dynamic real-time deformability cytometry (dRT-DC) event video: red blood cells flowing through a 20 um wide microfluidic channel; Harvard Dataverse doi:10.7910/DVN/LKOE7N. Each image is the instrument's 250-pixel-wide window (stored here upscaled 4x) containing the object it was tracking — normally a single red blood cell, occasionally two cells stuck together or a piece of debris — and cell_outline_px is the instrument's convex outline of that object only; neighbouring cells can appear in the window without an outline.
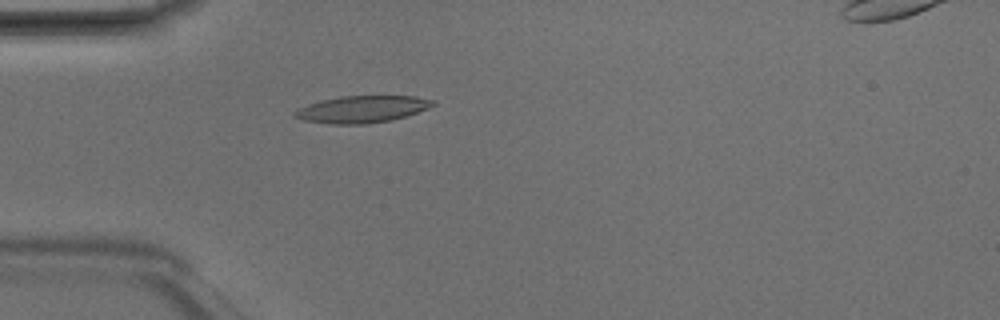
{"species": "Egyptian fruit bat (a non-hibernating species)", "species_latin": "Rousettus aegyptiacus", "temperature_condition": "room temperature", "stored_images_in_passage": 4, "camera_frame_rate_fps": 3000, "um_per_image_px": 0.085, "animal": {"sex": "male"}, "frame": {"image": 1, "passage_image": 4, "time_ms": 1.0, "image_size_px": [1000, 320], "cell_outline_px": [[436, 104], [428, 108], [392, 120], [364, 124], [332, 124], [304, 120], [292, 116], [292, 112], [308, 104], [340, 96], [416, 96], [436, 100]], "centroid_in_image_um": [30.79, 9.28], "position_along_channel_um": 54.2, "area_um2": 21.56}}